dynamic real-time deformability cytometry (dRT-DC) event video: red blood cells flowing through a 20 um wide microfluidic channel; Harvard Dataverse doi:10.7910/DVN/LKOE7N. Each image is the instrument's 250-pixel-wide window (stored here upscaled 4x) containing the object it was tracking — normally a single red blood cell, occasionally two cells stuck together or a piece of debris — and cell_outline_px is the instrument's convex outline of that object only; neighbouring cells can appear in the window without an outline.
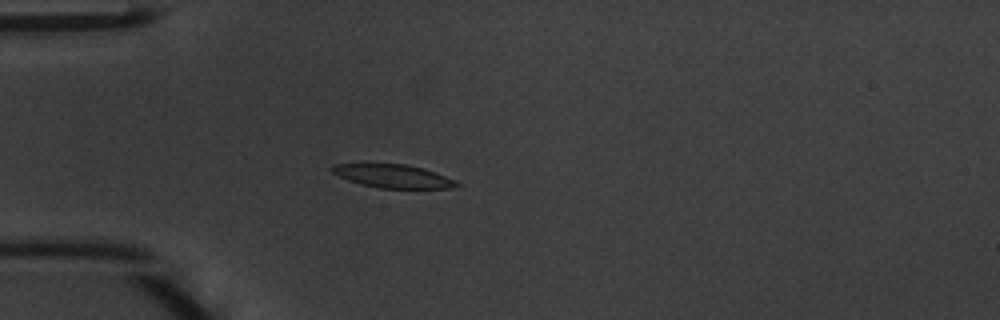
{"species": "common noctule bat (a hibernating species)", "species_latin": "Nyctalus noctula", "temperature_condition": "warm", "stored_images_in_passage": 45, "camera_frame_rate_fps": 3000, "um_per_image_px": 0.085, "animal": {"sex": "male", "body_mass_g": 20.1, "forearm_length_mm": 53.5}, "frame": {"image": 1, "passage_image": 11, "time_ms": 3.333, "image_size_px": [1000, 320], "cell_outline_px": [[460, 184], [452, 188], [380, 188], [360, 184], [348, 180], [332, 172], [332, 164], [364, 160], [368, 160], [404, 164], [424, 168], [456, 180]], "centroid_in_image_um": [33.3, 14.9], "position_along_channel_um": 51.7, "area_um2": 17.86}}
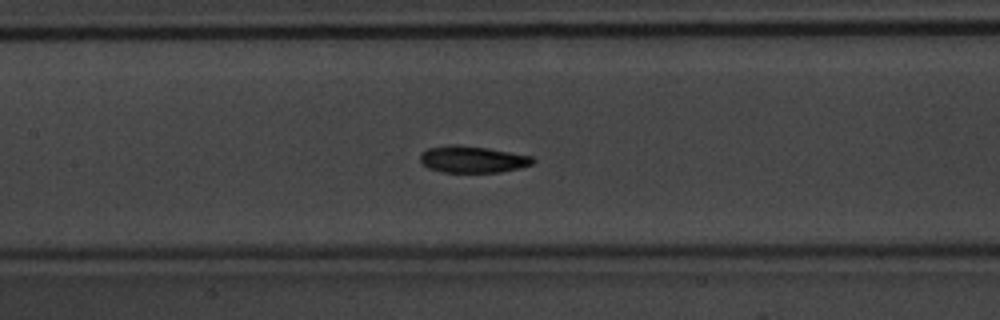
{"frame": {"image": 2, "passage_image": 20, "time_ms": 6.333, "image_size_px": [1000, 320], "cell_outline_px": [[536, 160], [532, 164], [520, 168], [500, 172], [444, 172], [428, 168], [420, 160], [420, 152], [428, 148], [448, 144], [456, 144], [488, 148], [532, 156]], "centroid_in_image_um": [40.16, 13.53], "position_along_channel_um": 167.2, "area_um2": 17.63}}
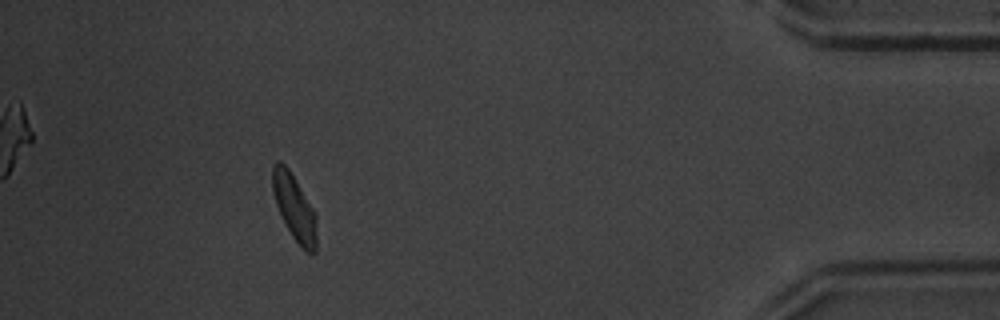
{"frame": {"image": 3, "passage_image": 41, "time_ms": 13.333, "image_size_px": [1000, 320], "cell_outline_px": [[316, 252], [312, 256], [292, 236], [276, 204], [272, 192], [272, 164], [276, 160], [280, 160], [288, 168], [316, 212]], "centroid_in_image_um": [25.02, 17.59], "position_along_channel_um": 410.2, "area_um2": 16.82}, "authors_computed_cell_mechanics": {"area_um2": 17.5134, "velocity_mm_per_s": 4.2269, "shape_relaxation_time_tau1_ms": 1.8146, "shape_relaxation_time_tau2_ms": 1.6549, "deformation_change_tau1": 0.1271, "deformation_change_tau2": 0.0666}}